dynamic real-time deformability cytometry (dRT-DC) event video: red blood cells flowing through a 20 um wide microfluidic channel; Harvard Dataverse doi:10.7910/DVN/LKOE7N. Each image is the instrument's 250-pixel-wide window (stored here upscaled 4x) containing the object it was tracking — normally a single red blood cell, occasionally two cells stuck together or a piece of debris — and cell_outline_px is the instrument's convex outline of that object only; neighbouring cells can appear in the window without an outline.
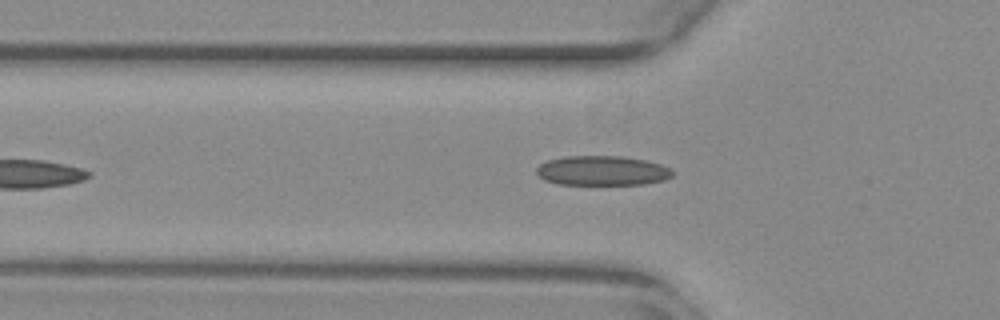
{"species": "common noctule bat (a hibernating species)", "species_latin": "Nyctalus noctula", "temperature_condition": "warm", "stored_images_in_passage": 39, "camera_frame_rate_fps": 3000, "um_per_image_px": 0.085, "animal": {"sex": "female", "body_mass_g": 29.2, "forearm_length_mm": 56.3}, "frame": {"image": 1, "passage_image": 6, "time_ms": 1.667, "image_size_px": [1000, 320], "cell_outline_px": [[672, 176], [664, 180], [644, 184], [556, 184], [544, 180], [536, 172], [536, 168], [540, 164], [548, 160], [564, 156], [620, 156], [644, 160], [660, 164], [672, 168]], "centroid_in_image_um": [51.18, 14.5], "position_along_channel_um": 74.6, "area_um2": 23.47}}
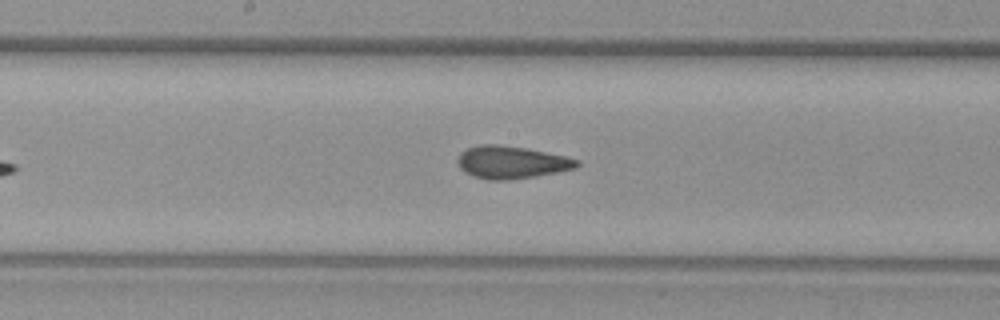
{"frame": {"image": 2, "passage_image": 16, "time_ms": 5.0, "image_size_px": [1000, 320], "cell_outline_px": [[580, 164], [576, 168], [536, 176], [508, 180], [488, 180], [472, 176], [464, 172], [460, 168], [456, 160], [460, 152], [468, 148], [480, 144], [500, 144], [528, 148], [564, 156], [580, 160]], "centroid_in_image_um": [43.44, 13.79], "position_along_channel_um": 204.8, "area_um2": 22.83}}
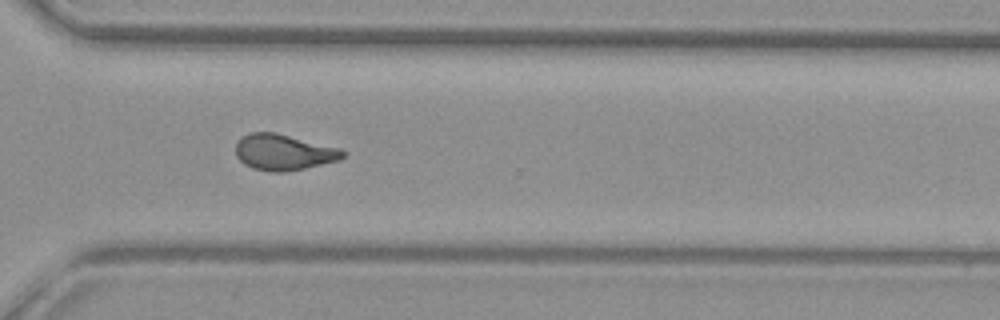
{"frame": {"image": 3, "passage_image": 27, "time_ms": 8.667, "image_size_px": [1000, 320], "cell_outline_px": [[348, 152], [340, 160], [304, 168], [284, 172], [272, 172], [252, 168], [244, 164], [236, 156], [236, 144], [244, 136], [252, 132], [276, 132], [340, 148]], "centroid_in_image_um": [24.14, 12.94], "position_along_channel_um": 346.5, "area_um2": 22.43}, "authors_computed_cell_mechanics": {"area_um2": 21.964, "velocity_mm_per_s": 3.8752, "shape_relaxation_time_tau1_ms": null, "shape_relaxation_time_tau2_ms": 1.6936, "deformation_change_tau1": null, "deformation_change_tau2": 0.0732}}